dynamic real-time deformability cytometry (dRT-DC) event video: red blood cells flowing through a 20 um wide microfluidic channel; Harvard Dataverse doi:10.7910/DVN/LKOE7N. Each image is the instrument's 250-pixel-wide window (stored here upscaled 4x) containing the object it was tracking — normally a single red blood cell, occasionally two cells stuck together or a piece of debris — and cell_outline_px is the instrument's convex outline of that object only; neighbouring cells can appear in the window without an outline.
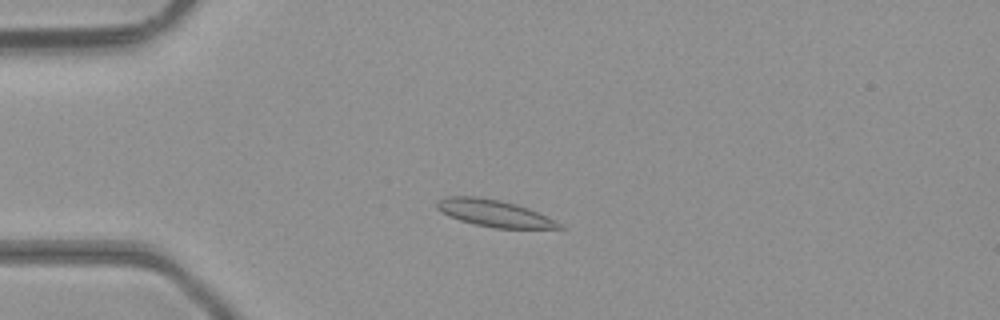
{"species": "common noctule bat (a hibernating species)", "species_latin": "Nyctalus noctula", "temperature_condition": "room temperature", "stored_images_in_passage": 6, "camera_frame_rate_fps": 3000, "um_per_image_px": 0.085, "animal": {"sex": "male", "body_mass_g": 23.1, "forearm_length_mm": 52.7}, "frame": {"image": 1, "passage_image": 3, "time_ms": 0.667, "image_size_px": [1000, 320], "cell_outline_px": [[568, 228], [496, 228], [476, 224], [460, 220], [448, 216], [440, 212], [436, 208], [436, 200], [444, 196], [476, 196], [500, 200], [516, 204], [528, 208], [556, 220]], "centroid_in_image_um": [41.98, 18.11], "position_along_channel_um": 43.0, "area_um2": 19.25}}
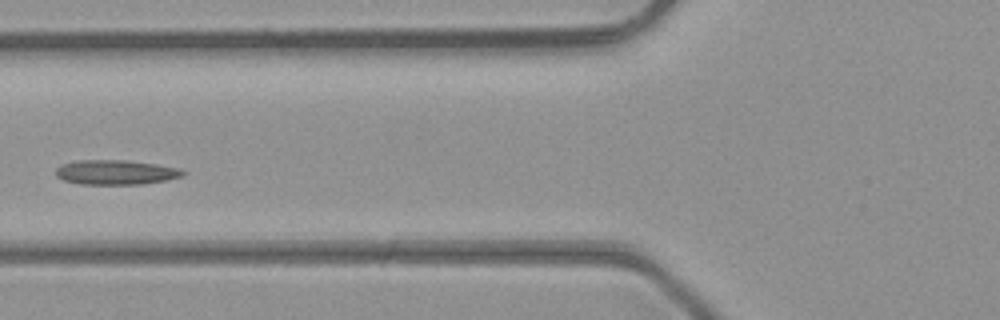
{"frame": {"image": 2, "passage_image": 5, "time_ms": 1.333, "image_size_px": [1000, 320], "cell_outline_px": [[188, 172], [184, 176], [168, 180], [140, 184], [80, 184], [64, 180], [56, 176], [56, 168], [60, 164], [76, 160], [124, 160], [156, 164], [180, 168]], "centroid_in_image_um": [9.87, 14.64], "position_along_channel_um": 115.9, "area_um2": 18.44}}
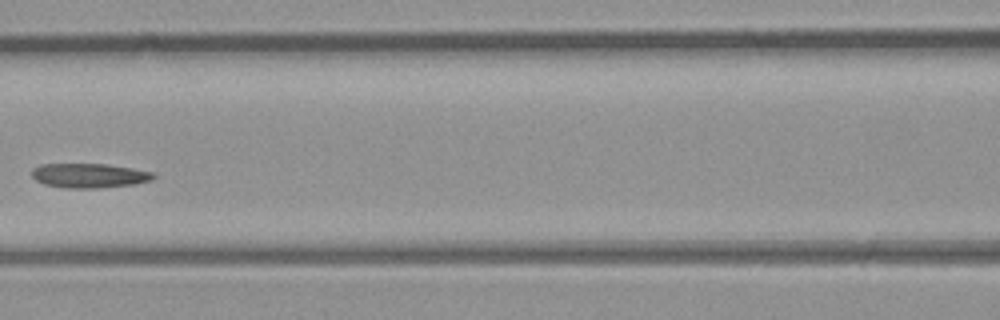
{"frame": {"image": 3, "passage_image": 6, "time_ms": 1.667, "image_size_px": [1000, 320], "cell_outline_px": [[156, 176], [152, 180], [136, 184], [100, 188], [64, 188], [44, 184], [36, 180], [32, 176], [32, 168], [40, 164], [108, 164], [156, 172]], "centroid_in_image_um": [7.62, 14.92], "position_along_channel_um": 159.0, "area_um2": 17.57}}